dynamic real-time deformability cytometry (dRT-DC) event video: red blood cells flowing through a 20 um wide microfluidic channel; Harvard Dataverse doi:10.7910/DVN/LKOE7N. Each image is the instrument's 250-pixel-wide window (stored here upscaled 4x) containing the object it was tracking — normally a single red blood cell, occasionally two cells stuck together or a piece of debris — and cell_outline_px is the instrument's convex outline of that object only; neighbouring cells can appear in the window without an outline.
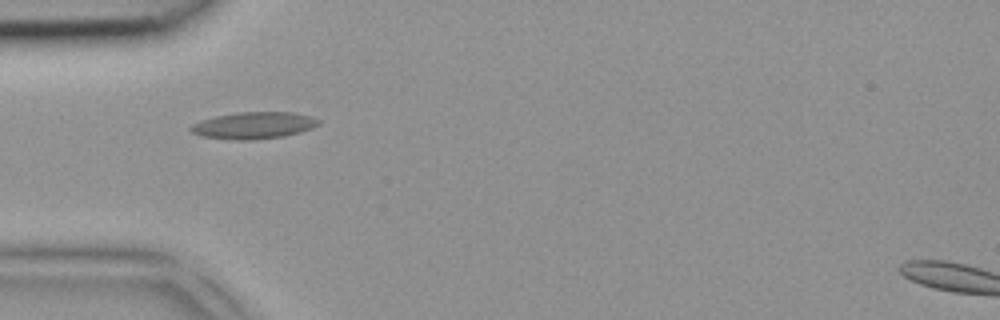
{"species": "common noctule bat (a hibernating species)", "species_latin": "Nyctalus noctula", "temperature_condition": "room temperature", "stored_images_in_passage": 2, "camera_frame_rate_fps": 3000, "um_per_image_px": 0.085, "animal": {"sex": "female", "body_mass_g": 18.4}, "frame": {"image": 1, "passage_image": 1, "time_ms": 0.0, "image_size_px": [1000, 320], "cell_outline_px": [[320, 124], [312, 128], [300, 132], [284, 136], [256, 140], [228, 140], [200, 136], [192, 132], [188, 128], [192, 124], [200, 120], [216, 116], [240, 112], [292, 112], [308, 116], [320, 120]], "centroid_in_image_um": [21.53, 10.67], "position_along_channel_um": 63.5, "area_um2": 20.11}}